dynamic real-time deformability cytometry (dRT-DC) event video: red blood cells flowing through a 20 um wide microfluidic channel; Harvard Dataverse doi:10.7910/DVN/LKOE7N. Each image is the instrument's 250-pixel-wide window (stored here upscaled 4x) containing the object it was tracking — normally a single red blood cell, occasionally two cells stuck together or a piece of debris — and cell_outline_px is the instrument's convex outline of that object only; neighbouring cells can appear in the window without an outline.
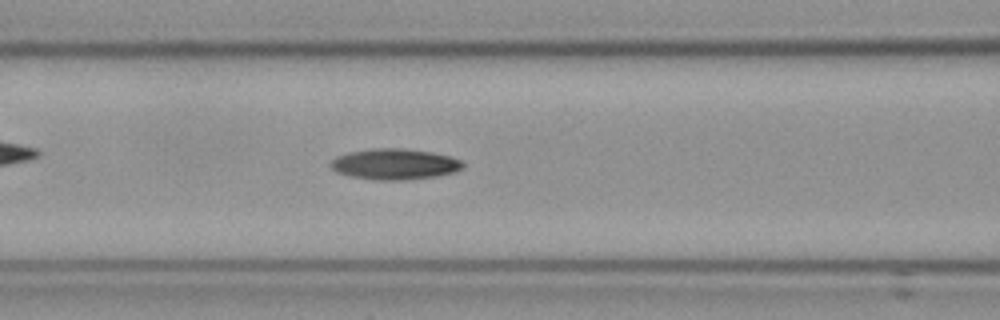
{"species": "Egyptian fruit bat (a non-hibernating species)", "species_latin": "Rousettus aegyptiacus", "temperature_condition": "cold", "stored_images_in_passage": 46, "camera_frame_rate_fps": 3000, "um_per_image_px": 0.085, "frame": {"image": 1, "passage_image": 14, "time_ms": 4.333, "image_size_px": [1000, 320], "cell_outline_px": [[464, 168], [456, 172], [436, 176], [404, 180], [380, 180], [352, 176], [336, 172], [328, 164], [336, 156], [348, 152], [372, 148], [404, 148], [432, 152], [448, 156], [460, 160], [464, 164]], "centroid_in_image_um": [33.55, 13.94], "position_along_channel_um": 133.1, "area_um2": 23.81}}
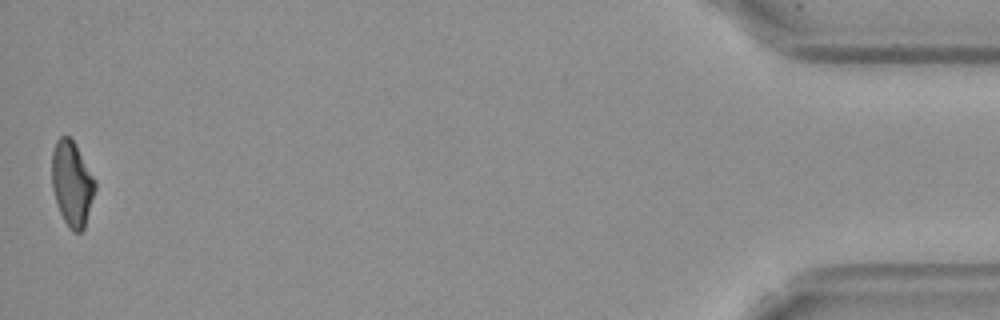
{"frame": {"image": 2, "passage_image": 46, "time_ms": 15.0, "image_size_px": [1000, 320], "cell_outline_px": [[96, 188], [84, 228], [80, 232], [72, 232], [64, 220], [60, 212], [52, 188], [52, 152], [56, 140], [60, 136], [68, 136], [72, 140], [96, 180]], "centroid_in_image_um": [6.12, 15.61], "position_along_channel_um": 429.1, "area_um2": 21.15}, "authors_computed_cell_mechanics": {"area_um2": 22.3108, "velocity_mm_per_s": 3.5896, "shape_relaxation_time_tau1_ms": 4.9153, "shape_relaxation_time_tau2_ms": null, "deformation_change_tau1": 0.1445, "deformation_change_tau2": null}}